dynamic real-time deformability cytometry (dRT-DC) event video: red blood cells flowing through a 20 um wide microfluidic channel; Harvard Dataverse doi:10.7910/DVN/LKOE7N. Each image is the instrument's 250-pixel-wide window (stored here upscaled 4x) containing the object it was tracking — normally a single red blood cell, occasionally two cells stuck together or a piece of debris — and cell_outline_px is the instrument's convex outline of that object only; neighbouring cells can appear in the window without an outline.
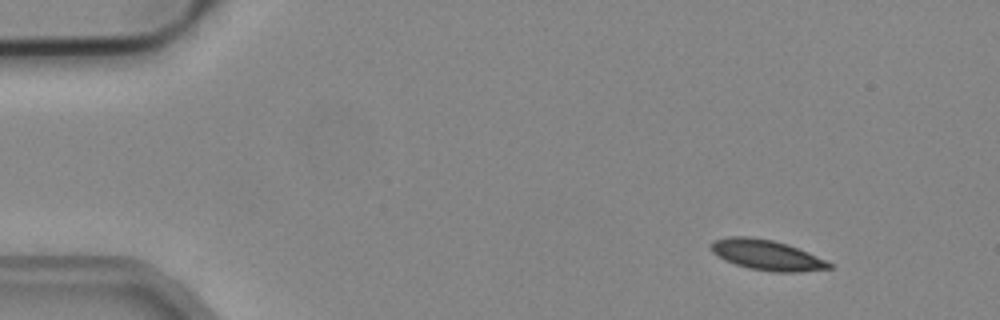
{"species": "common noctule bat (a hibernating species)", "species_latin": "Nyctalus noctula", "temperature_condition": "cold", "stored_images_in_passage": 52, "camera_frame_rate_fps": 3000, "um_per_image_px": 0.085, "animal": {"sex": "male", "body_mass_g": 19.2, "forearm_length_mm": 51.8}, "frame": {"image": 1, "passage_image": 5, "time_ms": 1.333, "image_size_px": [1000, 320], "cell_outline_px": [[832, 268], [796, 272], [772, 272], [748, 268], [724, 260], [712, 252], [712, 240], [728, 236], [752, 236], [772, 240], [788, 244], [808, 252], [832, 264]], "centroid_in_image_um": [65.14, 21.66], "position_along_channel_um": 19.9, "area_um2": 20.81}}
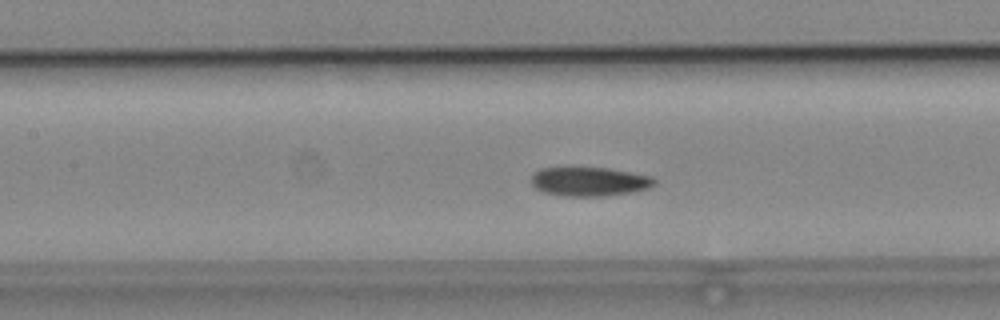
{"frame": {"image": 2, "passage_image": 23, "time_ms": 7.333, "image_size_px": [1000, 320], "cell_outline_px": [[656, 184], [648, 188], [632, 192], [604, 196], [564, 196], [544, 192], [536, 188], [532, 184], [532, 176], [540, 168], [564, 164], [568, 164], [608, 168], [648, 176], [656, 180]], "centroid_in_image_um": [50.02, 15.38], "position_along_channel_um": 157.4, "area_um2": 21.56}}
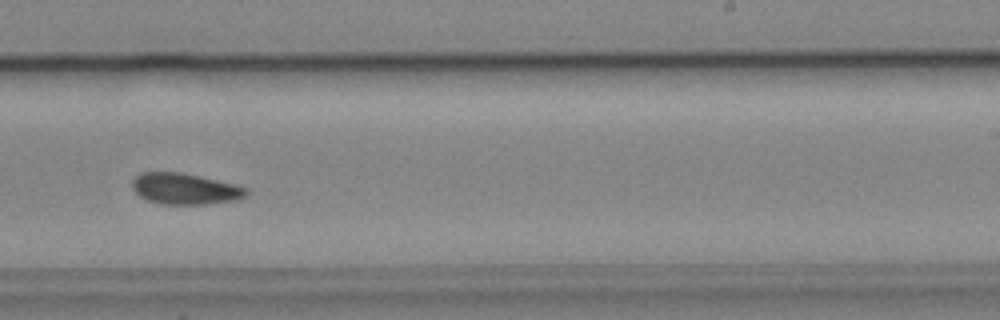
{"frame": {"image": 3, "passage_image": 32, "time_ms": 10.333, "image_size_px": [1000, 320], "cell_outline_px": [[248, 192], [244, 196], [236, 200], [204, 204], [160, 204], [148, 200], [140, 196], [132, 188], [132, 180], [140, 172], [180, 172], [236, 184], [248, 188]], "centroid_in_image_um": [15.71, 16.04], "position_along_channel_um": 273.3, "area_um2": 20.63}, "authors_computed_cell_mechanics": {"area_um2": 20.6346, "velocity_mm_per_s": 3.8812, "shape_relaxation_time_tau1_ms": 3.3337, "shape_relaxation_time_tau2_ms": 5.6856, "deformation_change_tau1": 0.1151, "deformation_change_tau2": 0.0793}}